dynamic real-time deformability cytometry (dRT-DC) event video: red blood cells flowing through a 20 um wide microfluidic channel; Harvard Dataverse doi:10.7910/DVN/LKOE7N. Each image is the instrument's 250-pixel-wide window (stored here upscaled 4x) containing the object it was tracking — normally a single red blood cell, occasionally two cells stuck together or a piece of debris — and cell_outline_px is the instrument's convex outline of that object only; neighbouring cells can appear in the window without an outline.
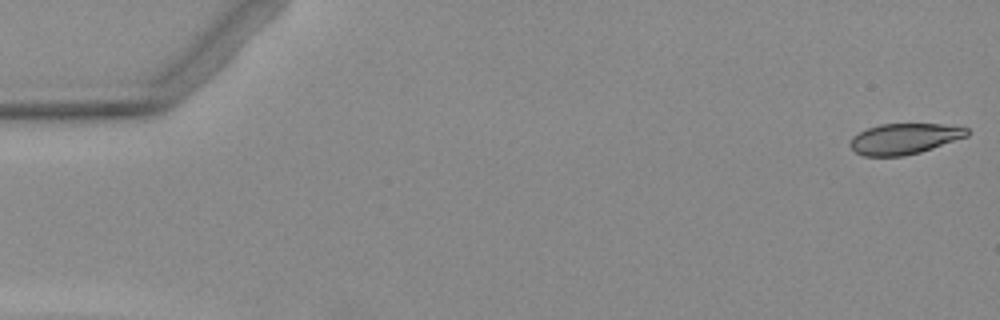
{"species": "Egyptian fruit bat (a non-hibernating species)", "species_latin": "Rousettus aegyptiacus", "temperature_condition": "warm", "stored_images_in_passage": 5, "camera_frame_rate_fps": 3000, "um_per_image_px": 0.085, "animal": {"sex": "female"}, "frame": {"image": 1, "passage_image": 1, "time_ms": 0.0, "image_size_px": [1000, 320], "cell_outline_px": [[968, 136], [920, 152], [904, 156], [864, 156], [856, 152], [848, 144], [852, 136], [868, 128], [880, 124], [944, 124], [968, 128]], "centroid_in_image_um": [76.85, 11.79], "position_along_channel_um": 8.1, "area_um2": 20.87}}
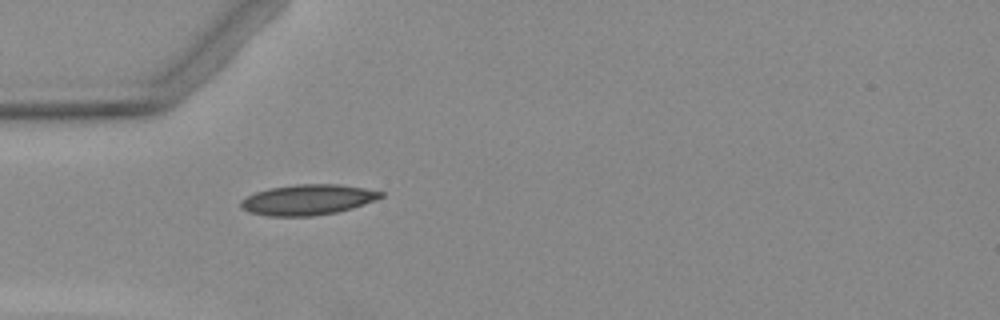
{"frame": {"image": 2, "passage_image": 5, "time_ms": 5.0, "image_size_px": [1000, 320], "cell_outline_px": [[384, 196], [376, 200], [352, 208], [336, 212], [312, 216], [268, 216], [248, 212], [240, 208], [240, 200], [256, 192], [268, 188], [296, 184], [340, 184], [364, 188], [384, 192]], "centroid_in_image_um": [26.15, 16.97], "position_along_channel_um": 58.9, "area_um2": 24.97}}